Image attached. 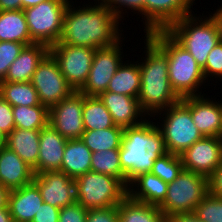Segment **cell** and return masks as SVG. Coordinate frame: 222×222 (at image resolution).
<instances>
[{
    "mask_svg": "<svg viewBox=\"0 0 222 222\" xmlns=\"http://www.w3.org/2000/svg\"><path fill=\"white\" fill-rule=\"evenodd\" d=\"M94 1L95 5L86 4L81 8L69 2L58 43L98 49L111 46L123 38V30L119 29L121 20L100 0Z\"/></svg>",
    "mask_w": 222,
    "mask_h": 222,
    "instance_id": "6da1fadb",
    "label": "cell"
},
{
    "mask_svg": "<svg viewBox=\"0 0 222 222\" xmlns=\"http://www.w3.org/2000/svg\"><path fill=\"white\" fill-rule=\"evenodd\" d=\"M167 153L157 123L146 119L137 126L124 128L119 157L127 188L137 176L151 172L154 161Z\"/></svg>",
    "mask_w": 222,
    "mask_h": 222,
    "instance_id": "7a4b0ae2",
    "label": "cell"
},
{
    "mask_svg": "<svg viewBox=\"0 0 222 222\" xmlns=\"http://www.w3.org/2000/svg\"><path fill=\"white\" fill-rule=\"evenodd\" d=\"M144 38L146 55L144 61L139 63L141 87L138 101L148 118L179 102L181 98L171 87L167 56L146 35Z\"/></svg>",
    "mask_w": 222,
    "mask_h": 222,
    "instance_id": "3957f363",
    "label": "cell"
},
{
    "mask_svg": "<svg viewBox=\"0 0 222 222\" xmlns=\"http://www.w3.org/2000/svg\"><path fill=\"white\" fill-rule=\"evenodd\" d=\"M146 36L167 56L168 77L176 94L180 98L201 96L199 89L206 80L195 58L165 30L151 31Z\"/></svg>",
    "mask_w": 222,
    "mask_h": 222,
    "instance_id": "277c9868",
    "label": "cell"
},
{
    "mask_svg": "<svg viewBox=\"0 0 222 222\" xmlns=\"http://www.w3.org/2000/svg\"><path fill=\"white\" fill-rule=\"evenodd\" d=\"M195 15L191 13L184 16L165 31L195 58L198 66L203 70L209 52L220 39L210 16H200L201 18L197 16V18Z\"/></svg>",
    "mask_w": 222,
    "mask_h": 222,
    "instance_id": "5b68a950",
    "label": "cell"
},
{
    "mask_svg": "<svg viewBox=\"0 0 222 222\" xmlns=\"http://www.w3.org/2000/svg\"><path fill=\"white\" fill-rule=\"evenodd\" d=\"M161 114L165 117L162 118ZM155 115L163 119L162 123L159 122L160 125L157 122V126L163 135L168 153L180 155L203 137L191 116L190 96L181 98L179 102Z\"/></svg>",
    "mask_w": 222,
    "mask_h": 222,
    "instance_id": "8992f818",
    "label": "cell"
},
{
    "mask_svg": "<svg viewBox=\"0 0 222 222\" xmlns=\"http://www.w3.org/2000/svg\"><path fill=\"white\" fill-rule=\"evenodd\" d=\"M76 200L86 209L118 206L128 188L113 176L88 171L75 179Z\"/></svg>",
    "mask_w": 222,
    "mask_h": 222,
    "instance_id": "52a82bcc",
    "label": "cell"
},
{
    "mask_svg": "<svg viewBox=\"0 0 222 222\" xmlns=\"http://www.w3.org/2000/svg\"><path fill=\"white\" fill-rule=\"evenodd\" d=\"M70 0H49L23 9L30 37L35 44L51 47L61 38L64 14Z\"/></svg>",
    "mask_w": 222,
    "mask_h": 222,
    "instance_id": "ba28073f",
    "label": "cell"
},
{
    "mask_svg": "<svg viewBox=\"0 0 222 222\" xmlns=\"http://www.w3.org/2000/svg\"><path fill=\"white\" fill-rule=\"evenodd\" d=\"M208 193L206 177L183 169L174 181L168 183L166 198L158 208L165 216L194 212Z\"/></svg>",
    "mask_w": 222,
    "mask_h": 222,
    "instance_id": "9c48e42d",
    "label": "cell"
},
{
    "mask_svg": "<svg viewBox=\"0 0 222 222\" xmlns=\"http://www.w3.org/2000/svg\"><path fill=\"white\" fill-rule=\"evenodd\" d=\"M31 83L37 91L40 103L48 108L74 92L50 52L38 64Z\"/></svg>",
    "mask_w": 222,
    "mask_h": 222,
    "instance_id": "30bf717a",
    "label": "cell"
},
{
    "mask_svg": "<svg viewBox=\"0 0 222 222\" xmlns=\"http://www.w3.org/2000/svg\"><path fill=\"white\" fill-rule=\"evenodd\" d=\"M96 49L56 43L49 52L59 64L61 73L74 91H79L87 80Z\"/></svg>",
    "mask_w": 222,
    "mask_h": 222,
    "instance_id": "8fae6325",
    "label": "cell"
},
{
    "mask_svg": "<svg viewBox=\"0 0 222 222\" xmlns=\"http://www.w3.org/2000/svg\"><path fill=\"white\" fill-rule=\"evenodd\" d=\"M122 41L120 39L111 46L96 49L90 72L79 90L80 93L85 96H99L106 91L109 81L123 62Z\"/></svg>",
    "mask_w": 222,
    "mask_h": 222,
    "instance_id": "7c38bea8",
    "label": "cell"
},
{
    "mask_svg": "<svg viewBox=\"0 0 222 222\" xmlns=\"http://www.w3.org/2000/svg\"><path fill=\"white\" fill-rule=\"evenodd\" d=\"M180 158L184 170L208 179L222 163V138L204 136L180 154Z\"/></svg>",
    "mask_w": 222,
    "mask_h": 222,
    "instance_id": "4fadbf2b",
    "label": "cell"
},
{
    "mask_svg": "<svg viewBox=\"0 0 222 222\" xmlns=\"http://www.w3.org/2000/svg\"><path fill=\"white\" fill-rule=\"evenodd\" d=\"M82 111L83 93L74 91L49 108V124L67 140L81 139L85 131Z\"/></svg>",
    "mask_w": 222,
    "mask_h": 222,
    "instance_id": "5bb4252c",
    "label": "cell"
},
{
    "mask_svg": "<svg viewBox=\"0 0 222 222\" xmlns=\"http://www.w3.org/2000/svg\"><path fill=\"white\" fill-rule=\"evenodd\" d=\"M195 0H144L145 33L166 30L171 24L192 13Z\"/></svg>",
    "mask_w": 222,
    "mask_h": 222,
    "instance_id": "9a60e30c",
    "label": "cell"
},
{
    "mask_svg": "<svg viewBox=\"0 0 222 222\" xmlns=\"http://www.w3.org/2000/svg\"><path fill=\"white\" fill-rule=\"evenodd\" d=\"M33 182L43 198V202L63 208L76 202L75 179L61 171H45L34 174Z\"/></svg>",
    "mask_w": 222,
    "mask_h": 222,
    "instance_id": "2e32d148",
    "label": "cell"
},
{
    "mask_svg": "<svg viewBox=\"0 0 222 222\" xmlns=\"http://www.w3.org/2000/svg\"><path fill=\"white\" fill-rule=\"evenodd\" d=\"M98 97L104 103L117 126L122 128L133 127L146 120V114L142 111L138 98L110 91L102 92Z\"/></svg>",
    "mask_w": 222,
    "mask_h": 222,
    "instance_id": "e0dca14e",
    "label": "cell"
},
{
    "mask_svg": "<svg viewBox=\"0 0 222 222\" xmlns=\"http://www.w3.org/2000/svg\"><path fill=\"white\" fill-rule=\"evenodd\" d=\"M201 96H190V112L194 124L202 136L221 137L222 101H213Z\"/></svg>",
    "mask_w": 222,
    "mask_h": 222,
    "instance_id": "ac0fdd59",
    "label": "cell"
},
{
    "mask_svg": "<svg viewBox=\"0 0 222 222\" xmlns=\"http://www.w3.org/2000/svg\"><path fill=\"white\" fill-rule=\"evenodd\" d=\"M67 139L50 124L40 130L39 157L34 174L45 171H61V163Z\"/></svg>",
    "mask_w": 222,
    "mask_h": 222,
    "instance_id": "d6986e66",
    "label": "cell"
},
{
    "mask_svg": "<svg viewBox=\"0 0 222 222\" xmlns=\"http://www.w3.org/2000/svg\"><path fill=\"white\" fill-rule=\"evenodd\" d=\"M42 204L43 198L38 186L32 181L21 188L11 190L8 208L13 222H32Z\"/></svg>",
    "mask_w": 222,
    "mask_h": 222,
    "instance_id": "ffe728a7",
    "label": "cell"
},
{
    "mask_svg": "<svg viewBox=\"0 0 222 222\" xmlns=\"http://www.w3.org/2000/svg\"><path fill=\"white\" fill-rule=\"evenodd\" d=\"M33 169L14 151L4 146L0 149V184L10 190L21 188L33 181Z\"/></svg>",
    "mask_w": 222,
    "mask_h": 222,
    "instance_id": "44dd1931",
    "label": "cell"
},
{
    "mask_svg": "<svg viewBox=\"0 0 222 222\" xmlns=\"http://www.w3.org/2000/svg\"><path fill=\"white\" fill-rule=\"evenodd\" d=\"M49 53V47L44 44L25 46L19 56L10 65L8 73L0 82H29L38 64Z\"/></svg>",
    "mask_w": 222,
    "mask_h": 222,
    "instance_id": "7402d4cb",
    "label": "cell"
},
{
    "mask_svg": "<svg viewBox=\"0 0 222 222\" xmlns=\"http://www.w3.org/2000/svg\"><path fill=\"white\" fill-rule=\"evenodd\" d=\"M167 187L168 183L161 180L158 176L151 172L144 173L137 176L129 184L128 196L137 202L159 206L166 198Z\"/></svg>",
    "mask_w": 222,
    "mask_h": 222,
    "instance_id": "603a6c76",
    "label": "cell"
},
{
    "mask_svg": "<svg viewBox=\"0 0 222 222\" xmlns=\"http://www.w3.org/2000/svg\"><path fill=\"white\" fill-rule=\"evenodd\" d=\"M39 138L40 130L14 128L7 136L6 147L34 169L39 157Z\"/></svg>",
    "mask_w": 222,
    "mask_h": 222,
    "instance_id": "cb8c5ba5",
    "label": "cell"
},
{
    "mask_svg": "<svg viewBox=\"0 0 222 222\" xmlns=\"http://www.w3.org/2000/svg\"><path fill=\"white\" fill-rule=\"evenodd\" d=\"M92 151L81 139L67 140L61 163V172L72 179L91 171Z\"/></svg>",
    "mask_w": 222,
    "mask_h": 222,
    "instance_id": "d4e9b609",
    "label": "cell"
},
{
    "mask_svg": "<svg viewBox=\"0 0 222 222\" xmlns=\"http://www.w3.org/2000/svg\"><path fill=\"white\" fill-rule=\"evenodd\" d=\"M0 41L20 42L25 46L35 44L23 10L0 11Z\"/></svg>",
    "mask_w": 222,
    "mask_h": 222,
    "instance_id": "484cf974",
    "label": "cell"
},
{
    "mask_svg": "<svg viewBox=\"0 0 222 222\" xmlns=\"http://www.w3.org/2000/svg\"><path fill=\"white\" fill-rule=\"evenodd\" d=\"M139 61L122 63L109 81L106 91L138 98L141 87ZM130 63V64H129Z\"/></svg>",
    "mask_w": 222,
    "mask_h": 222,
    "instance_id": "4316f807",
    "label": "cell"
},
{
    "mask_svg": "<svg viewBox=\"0 0 222 222\" xmlns=\"http://www.w3.org/2000/svg\"><path fill=\"white\" fill-rule=\"evenodd\" d=\"M118 222H166L158 206L141 203L127 196L118 205Z\"/></svg>",
    "mask_w": 222,
    "mask_h": 222,
    "instance_id": "83f0119b",
    "label": "cell"
},
{
    "mask_svg": "<svg viewBox=\"0 0 222 222\" xmlns=\"http://www.w3.org/2000/svg\"><path fill=\"white\" fill-rule=\"evenodd\" d=\"M82 121L85 130H98L114 127L111 114L98 96L83 94Z\"/></svg>",
    "mask_w": 222,
    "mask_h": 222,
    "instance_id": "f1b7e54d",
    "label": "cell"
},
{
    "mask_svg": "<svg viewBox=\"0 0 222 222\" xmlns=\"http://www.w3.org/2000/svg\"><path fill=\"white\" fill-rule=\"evenodd\" d=\"M123 132L124 128L117 125L107 129L85 130L81 140L92 152L119 149Z\"/></svg>",
    "mask_w": 222,
    "mask_h": 222,
    "instance_id": "f546056e",
    "label": "cell"
},
{
    "mask_svg": "<svg viewBox=\"0 0 222 222\" xmlns=\"http://www.w3.org/2000/svg\"><path fill=\"white\" fill-rule=\"evenodd\" d=\"M0 95L11 106L40 105L38 94L31 81L29 82H0Z\"/></svg>",
    "mask_w": 222,
    "mask_h": 222,
    "instance_id": "4dcf8cb0",
    "label": "cell"
},
{
    "mask_svg": "<svg viewBox=\"0 0 222 222\" xmlns=\"http://www.w3.org/2000/svg\"><path fill=\"white\" fill-rule=\"evenodd\" d=\"M15 128L41 130L49 124V108L36 106H12Z\"/></svg>",
    "mask_w": 222,
    "mask_h": 222,
    "instance_id": "1f68e13d",
    "label": "cell"
},
{
    "mask_svg": "<svg viewBox=\"0 0 222 222\" xmlns=\"http://www.w3.org/2000/svg\"><path fill=\"white\" fill-rule=\"evenodd\" d=\"M91 171L118 178L127 187V177L121 168L119 149L93 152Z\"/></svg>",
    "mask_w": 222,
    "mask_h": 222,
    "instance_id": "d6a6232c",
    "label": "cell"
},
{
    "mask_svg": "<svg viewBox=\"0 0 222 222\" xmlns=\"http://www.w3.org/2000/svg\"><path fill=\"white\" fill-rule=\"evenodd\" d=\"M180 155L167 153L154 161L151 173L166 183L174 181L183 170Z\"/></svg>",
    "mask_w": 222,
    "mask_h": 222,
    "instance_id": "836d02e7",
    "label": "cell"
},
{
    "mask_svg": "<svg viewBox=\"0 0 222 222\" xmlns=\"http://www.w3.org/2000/svg\"><path fill=\"white\" fill-rule=\"evenodd\" d=\"M194 213L203 222H222V197L208 193L196 206Z\"/></svg>",
    "mask_w": 222,
    "mask_h": 222,
    "instance_id": "e575fe53",
    "label": "cell"
},
{
    "mask_svg": "<svg viewBox=\"0 0 222 222\" xmlns=\"http://www.w3.org/2000/svg\"><path fill=\"white\" fill-rule=\"evenodd\" d=\"M24 47L25 45L20 42L0 41V81L5 79L10 65Z\"/></svg>",
    "mask_w": 222,
    "mask_h": 222,
    "instance_id": "d590c367",
    "label": "cell"
},
{
    "mask_svg": "<svg viewBox=\"0 0 222 222\" xmlns=\"http://www.w3.org/2000/svg\"><path fill=\"white\" fill-rule=\"evenodd\" d=\"M205 80L212 76V78L222 77V42L219 41L217 45L209 52L205 68L202 70Z\"/></svg>",
    "mask_w": 222,
    "mask_h": 222,
    "instance_id": "8d00e7d4",
    "label": "cell"
},
{
    "mask_svg": "<svg viewBox=\"0 0 222 222\" xmlns=\"http://www.w3.org/2000/svg\"><path fill=\"white\" fill-rule=\"evenodd\" d=\"M105 4L120 20L123 17V11L135 10L134 13H139L144 16V0H100ZM124 7V8H123ZM137 11V12H136Z\"/></svg>",
    "mask_w": 222,
    "mask_h": 222,
    "instance_id": "74e56055",
    "label": "cell"
},
{
    "mask_svg": "<svg viewBox=\"0 0 222 222\" xmlns=\"http://www.w3.org/2000/svg\"><path fill=\"white\" fill-rule=\"evenodd\" d=\"M88 209L77 201L71 205L60 208L58 222H86Z\"/></svg>",
    "mask_w": 222,
    "mask_h": 222,
    "instance_id": "f35d334b",
    "label": "cell"
},
{
    "mask_svg": "<svg viewBox=\"0 0 222 222\" xmlns=\"http://www.w3.org/2000/svg\"><path fill=\"white\" fill-rule=\"evenodd\" d=\"M86 222H118V206L88 209Z\"/></svg>",
    "mask_w": 222,
    "mask_h": 222,
    "instance_id": "ab89813d",
    "label": "cell"
},
{
    "mask_svg": "<svg viewBox=\"0 0 222 222\" xmlns=\"http://www.w3.org/2000/svg\"><path fill=\"white\" fill-rule=\"evenodd\" d=\"M14 128L12 106L0 95V130L8 136Z\"/></svg>",
    "mask_w": 222,
    "mask_h": 222,
    "instance_id": "60d3db41",
    "label": "cell"
},
{
    "mask_svg": "<svg viewBox=\"0 0 222 222\" xmlns=\"http://www.w3.org/2000/svg\"><path fill=\"white\" fill-rule=\"evenodd\" d=\"M60 209L43 202L32 222H58Z\"/></svg>",
    "mask_w": 222,
    "mask_h": 222,
    "instance_id": "b9f144b4",
    "label": "cell"
},
{
    "mask_svg": "<svg viewBox=\"0 0 222 222\" xmlns=\"http://www.w3.org/2000/svg\"><path fill=\"white\" fill-rule=\"evenodd\" d=\"M208 188L211 195L222 197V163L208 178Z\"/></svg>",
    "mask_w": 222,
    "mask_h": 222,
    "instance_id": "7bdbcfd3",
    "label": "cell"
},
{
    "mask_svg": "<svg viewBox=\"0 0 222 222\" xmlns=\"http://www.w3.org/2000/svg\"><path fill=\"white\" fill-rule=\"evenodd\" d=\"M166 222H203L194 212L179 213L166 216Z\"/></svg>",
    "mask_w": 222,
    "mask_h": 222,
    "instance_id": "ee69618b",
    "label": "cell"
},
{
    "mask_svg": "<svg viewBox=\"0 0 222 222\" xmlns=\"http://www.w3.org/2000/svg\"><path fill=\"white\" fill-rule=\"evenodd\" d=\"M22 10V0H0V11Z\"/></svg>",
    "mask_w": 222,
    "mask_h": 222,
    "instance_id": "f6af8a7d",
    "label": "cell"
},
{
    "mask_svg": "<svg viewBox=\"0 0 222 222\" xmlns=\"http://www.w3.org/2000/svg\"><path fill=\"white\" fill-rule=\"evenodd\" d=\"M209 16L215 23L219 39L222 42V6L219 7V9H217L216 12L214 11L213 14L212 13L209 14Z\"/></svg>",
    "mask_w": 222,
    "mask_h": 222,
    "instance_id": "bcb514c9",
    "label": "cell"
},
{
    "mask_svg": "<svg viewBox=\"0 0 222 222\" xmlns=\"http://www.w3.org/2000/svg\"><path fill=\"white\" fill-rule=\"evenodd\" d=\"M11 190L0 184V208L8 207L9 195Z\"/></svg>",
    "mask_w": 222,
    "mask_h": 222,
    "instance_id": "7dc6e473",
    "label": "cell"
},
{
    "mask_svg": "<svg viewBox=\"0 0 222 222\" xmlns=\"http://www.w3.org/2000/svg\"><path fill=\"white\" fill-rule=\"evenodd\" d=\"M0 222H13L9 208H0Z\"/></svg>",
    "mask_w": 222,
    "mask_h": 222,
    "instance_id": "c3c4849f",
    "label": "cell"
},
{
    "mask_svg": "<svg viewBox=\"0 0 222 222\" xmlns=\"http://www.w3.org/2000/svg\"><path fill=\"white\" fill-rule=\"evenodd\" d=\"M44 1H49V0H22V10L28 7L35 6Z\"/></svg>",
    "mask_w": 222,
    "mask_h": 222,
    "instance_id": "681fc988",
    "label": "cell"
},
{
    "mask_svg": "<svg viewBox=\"0 0 222 222\" xmlns=\"http://www.w3.org/2000/svg\"><path fill=\"white\" fill-rule=\"evenodd\" d=\"M7 136L2 130H0V149L6 146Z\"/></svg>",
    "mask_w": 222,
    "mask_h": 222,
    "instance_id": "f907efd6",
    "label": "cell"
}]
</instances>
